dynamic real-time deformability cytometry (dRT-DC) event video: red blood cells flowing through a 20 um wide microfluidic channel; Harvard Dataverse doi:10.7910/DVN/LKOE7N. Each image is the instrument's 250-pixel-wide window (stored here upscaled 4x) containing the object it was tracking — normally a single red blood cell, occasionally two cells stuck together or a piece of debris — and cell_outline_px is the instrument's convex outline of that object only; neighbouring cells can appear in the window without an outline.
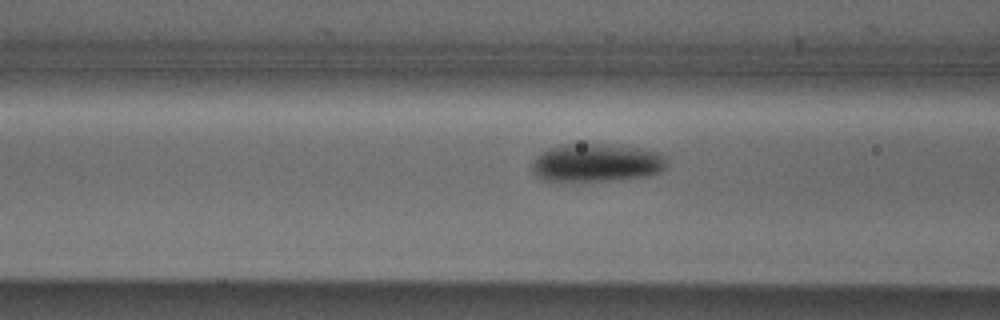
{"species": "Egyptian fruit bat (a non-hibernating species)", "species_latin": "Rousettus aegyptiacus", "temperature_condition": "cold", "stored_images_in_passage": 6, "camera_frame_rate_fps": 3000, "um_per_image_px": 0.085, "animal": {"sex": "male"}, "frame": {"image": 1, "passage_image": 4, "time_ms": 1.0, "image_size_px": [1000, 320], "cell_outline_px": [[664, 168], [660, 172], [648, 176], [608, 180], [544, 180], [536, 176], [532, 172], [532, 160], [540, 152], [548, 148], [564, 144], [604, 144], [636, 148], [660, 152], [664, 156]], "centroid_in_image_um": [50.65, 13.82], "position_along_channel_um": 116.0, "area_um2": 29.59}}